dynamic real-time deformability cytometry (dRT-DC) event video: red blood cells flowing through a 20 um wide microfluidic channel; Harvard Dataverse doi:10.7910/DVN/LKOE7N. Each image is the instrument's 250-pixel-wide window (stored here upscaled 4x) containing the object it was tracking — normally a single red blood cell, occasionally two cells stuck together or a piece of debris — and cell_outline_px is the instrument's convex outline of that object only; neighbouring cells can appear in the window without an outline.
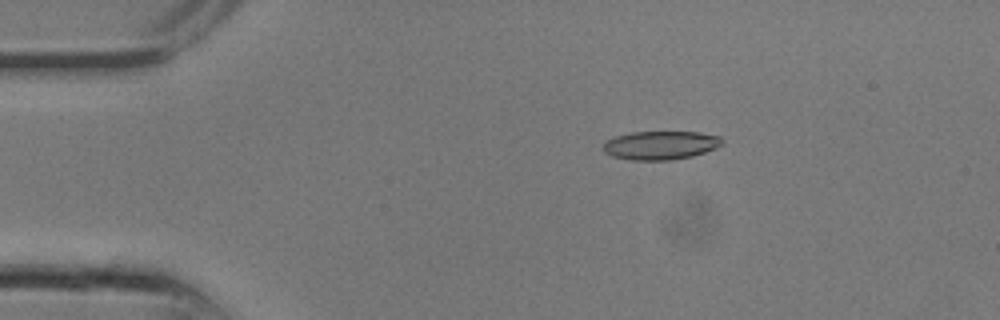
{"species": "common noctule bat (a hibernating species)", "species_latin": "Nyctalus noctula", "temperature_condition": "room temperature", "stored_images_in_passage": 8, "camera_frame_rate_fps": 3000, "um_per_image_px": 0.085, "animal": {"sex": "male", "body_mass_g": 13.3}, "frame": {"image": 1, "passage_image": 5, "time_ms": 1.333, "image_size_px": [1000, 320], "cell_outline_px": [[724, 144], [716, 148], [692, 156], [672, 160], [632, 160], [612, 156], [604, 152], [604, 144], [608, 140], [616, 136], [632, 132], [700, 132], [720, 136], [724, 140]], "centroid_in_image_um": [56.2, 12.34], "position_along_channel_um": 28.8, "area_um2": 19.83}}